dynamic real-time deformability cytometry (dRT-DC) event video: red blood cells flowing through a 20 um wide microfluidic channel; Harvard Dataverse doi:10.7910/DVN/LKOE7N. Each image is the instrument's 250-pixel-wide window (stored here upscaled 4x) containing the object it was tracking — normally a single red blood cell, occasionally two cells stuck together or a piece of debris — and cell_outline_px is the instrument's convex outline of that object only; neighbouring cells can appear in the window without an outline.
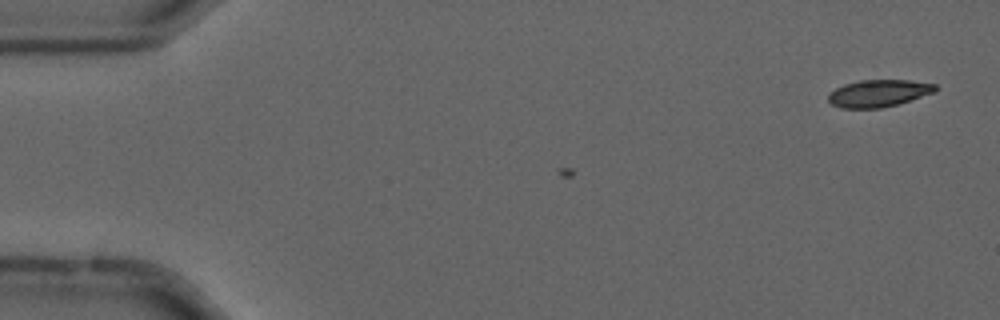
{"species": "common noctule bat (a hibernating species)", "species_latin": "Nyctalus noctula", "temperature_condition": "cold", "stored_images_in_passage": 6, "camera_frame_rate_fps": 3000, "um_per_image_px": 0.085, "animal": {"sex": "male", "forearm_length_mm": 52.5}, "frame": {"image": 1, "passage_image": 1, "time_ms": 0.0, "image_size_px": [1000, 320], "cell_outline_px": [[936, 92], [896, 104], [880, 108], [840, 108], [832, 104], [828, 100], [828, 92], [844, 84], [860, 80], [908, 80], [936, 84]], "centroid_in_image_um": [74.65, 7.92], "position_along_channel_um": 10.4, "area_um2": 16.88}}